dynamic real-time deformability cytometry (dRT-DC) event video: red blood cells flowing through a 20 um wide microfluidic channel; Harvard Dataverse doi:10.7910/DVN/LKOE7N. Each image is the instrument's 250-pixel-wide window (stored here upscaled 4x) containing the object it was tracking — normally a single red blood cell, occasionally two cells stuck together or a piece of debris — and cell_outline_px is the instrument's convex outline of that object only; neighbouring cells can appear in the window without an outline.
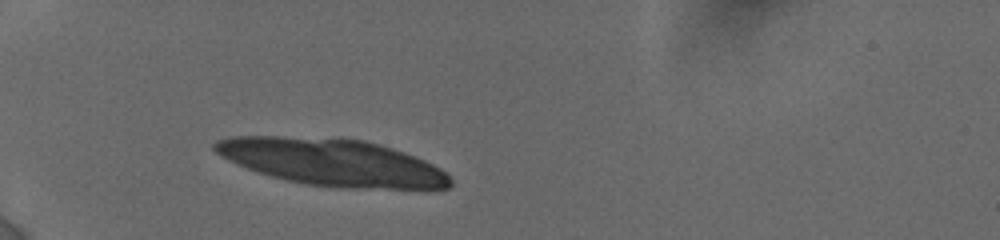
{"species": "human", "species_latin": "Homo sapiens", "temperature_condition": "cold", "stored_images_in_passage": 37, "camera_frame_rate_fps": 3000, "um_per_image_px": 0.085, "donor": {"sex": "female"}, "frame": {"image": 1, "passage_image": 8, "time_ms": 1.333, "image_size_px": [1000, 240], "cell_outline_px": [[452, 184], [448, 188], [340, 188], [304, 184], [284, 180], [236, 164], [220, 156], [212, 148], [212, 144], [216, 140], [232, 136], [276, 136], [364, 140], [392, 148], [404, 152], [424, 160], [440, 168], [452, 180]], "centroid_in_image_um": [28.19, 13.8], "position_along_channel_um": 56.8, "area_um2": 63.93}}